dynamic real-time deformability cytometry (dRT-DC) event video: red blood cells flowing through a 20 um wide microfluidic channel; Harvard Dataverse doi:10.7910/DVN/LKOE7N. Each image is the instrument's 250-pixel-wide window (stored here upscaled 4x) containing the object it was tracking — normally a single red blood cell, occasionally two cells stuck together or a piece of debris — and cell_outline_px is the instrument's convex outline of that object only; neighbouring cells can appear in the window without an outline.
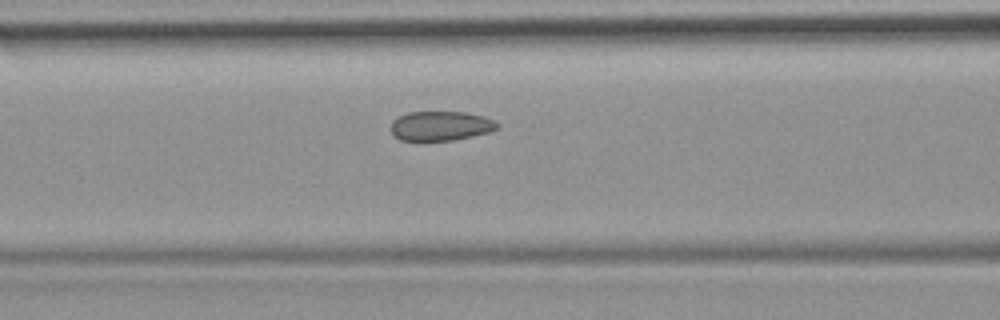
{"species": "common noctule bat (a hibernating species)", "species_latin": "Nyctalus noctula", "temperature_condition": "room temperature", "stored_images_in_passage": 27, "camera_frame_rate_fps": 3000, "um_per_image_px": 0.085, "animal": {"sex": "female", "body_mass_g": 19.9}, "frame": {"image": 1, "passage_image": 8, "time_ms": 2.333, "image_size_px": [1000, 320], "cell_outline_px": [[500, 124], [496, 128], [488, 132], [472, 136], [452, 140], [400, 140], [392, 136], [388, 128], [392, 120], [408, 112], [464, 112], [484, 116], [496, 120]], "centroid_in_image_um": [37.41, 10.7], "position_along_channel_um": 129.2, "area_um2": 18.44}}